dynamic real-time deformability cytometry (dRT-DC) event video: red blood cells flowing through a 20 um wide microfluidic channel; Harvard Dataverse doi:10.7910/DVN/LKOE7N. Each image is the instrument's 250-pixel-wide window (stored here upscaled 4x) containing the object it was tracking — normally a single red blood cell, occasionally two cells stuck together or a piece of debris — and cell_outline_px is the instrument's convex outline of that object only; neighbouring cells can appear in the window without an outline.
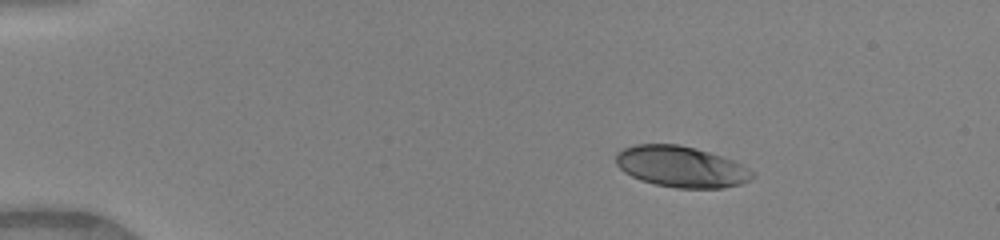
{"species": "human", "species_latin": "Homo sapiens", "temperature_condition": "warm", "stored_images_in_passage": 6, "camera_frame_rate_fps": 3000, "um_per_image_px": 0.085, "donor": {"sex": "female"}, "frame": {"image": 1, "passage_image": 1, "time_ms": 0.0, "image_size_px": [1000, 240], "cell_outline_px": [[756, 176], [740, 184], [724, 188], [676, 188], [656, 184], [640, 180], [624, 172], [616, 164], [616, 152], [624, 148], [636, 144], [676, 144], [708, 152], [732, 160], [748, 168]], "centroid_in_image_um": [57.87, 14.18], "position_along_channel_um": 27.1, "area_um2": 32.37}}
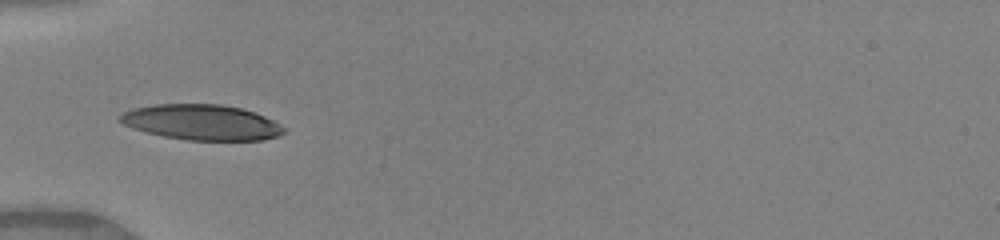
{"frame": {"image": 2, "passage_image": 5, "time_ms": 1.333, "image_size_px": [1000, 240], "cell_outline_px": [[288, 128], [284, 132], [276, 136], [264, 140], [188, 140], [164, 136], [132, 128], [124, 124], [120, 120], [120, 116], [124, 112], [132, 108], [152, 104], [220, 104], [240, 108], [256, 112]], "centroid_in_image_um": [17.16, 10.39], "position_along_channel_um": 67.8, "area_um2": 33.76}}